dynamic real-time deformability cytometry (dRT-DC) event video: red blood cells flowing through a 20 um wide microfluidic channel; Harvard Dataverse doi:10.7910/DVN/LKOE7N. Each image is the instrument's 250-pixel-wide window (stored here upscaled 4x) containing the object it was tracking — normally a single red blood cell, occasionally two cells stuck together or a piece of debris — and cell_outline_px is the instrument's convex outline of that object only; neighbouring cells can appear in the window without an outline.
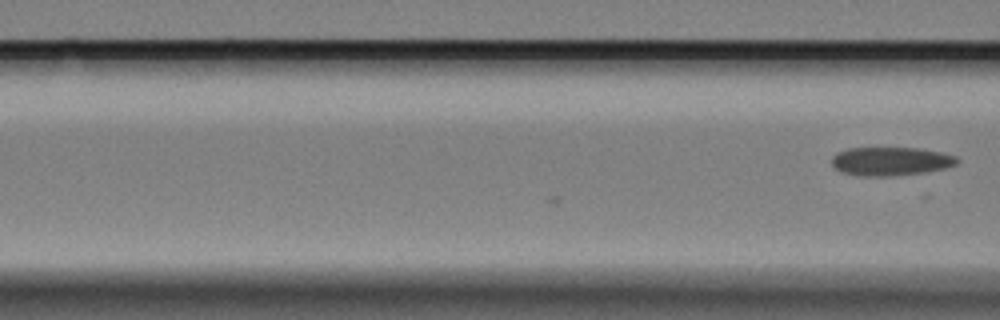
{"species": "Egyptian fruit bat (a non-hibernating species)", "species_latin": "Rousettus aegyptiacus", "temperature_condition": "cold", "stored_images_in_passage": 3, "camera_frame_rate_fps": 3000, "um_per_image_px": 0.085, "animal": {"sex": "female"}, "frame": {"image": 1, "passage_image": 3, "time_ms": 0.667, "image_size_px": [1000, 320], "cell_outline_px": [[960, 160], [956, 164], [944, 168], [924, 172], [892, 176], [856, 176], [840, 172], [832, 164], [832, 156], [836, 152], [848, 148], [916, 148], [940, 152], [956, 156]], "centroid_in_image_um": [75.67, 13.71], "position_along_channel_um": 90.9, "area_um2": 20.92}}